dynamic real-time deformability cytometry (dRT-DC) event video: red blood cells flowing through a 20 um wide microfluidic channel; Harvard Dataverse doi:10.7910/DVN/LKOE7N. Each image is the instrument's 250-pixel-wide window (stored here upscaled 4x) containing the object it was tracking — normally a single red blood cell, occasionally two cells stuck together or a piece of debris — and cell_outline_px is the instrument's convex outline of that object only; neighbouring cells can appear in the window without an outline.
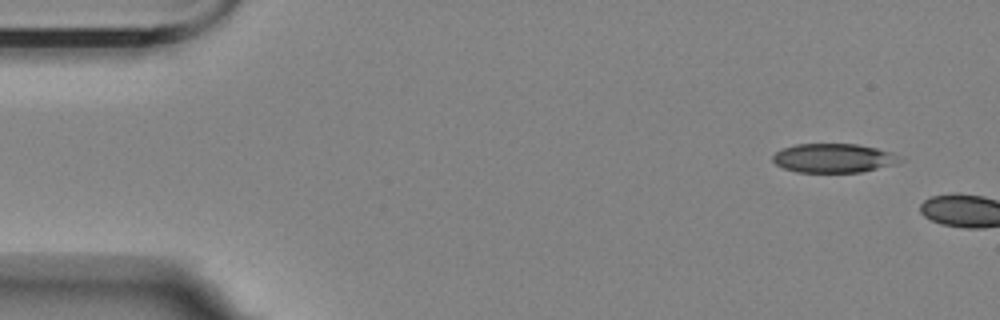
{"species": "Egyptian fruit bat (a non-hibernating species)", "species_latin": "Rousettus aegyptiacus", "temperature_condition": "room temperature", "stored_images_in_passage": 2, "camera_frame_rate_fps": 3000, "um_per_image_px": 0.085, "animal": {"sex": "female"}, "frame": {"image": 1, "passage_image": 1, "time_ms": 0.0, "image_size_px": [1000, 320], "cell_outline_px": [[908, 160], [896, 164], [860, 172], [796, 172], [784, 168], [776, 164], [772, 160], [772, 156], [776, 152], [784, 148], [796, 144], [856, 144], [876, 148], [892, 152], [904, 156]], "centroid_in_image_um": [70.94, 13.44], "position_along_channel_um": 14.1, "area_um2": 21.73}}